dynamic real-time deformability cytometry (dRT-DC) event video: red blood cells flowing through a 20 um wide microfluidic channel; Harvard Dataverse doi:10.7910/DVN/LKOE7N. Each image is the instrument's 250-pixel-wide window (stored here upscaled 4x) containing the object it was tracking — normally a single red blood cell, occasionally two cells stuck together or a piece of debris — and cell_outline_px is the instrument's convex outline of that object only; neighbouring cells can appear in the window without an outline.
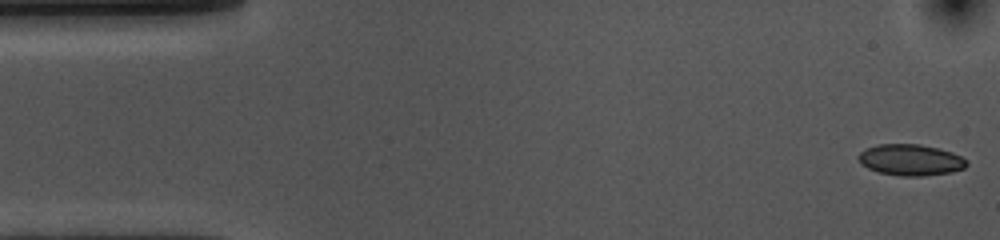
{"species": "common noctule bat (a hibernating species)", "species_latin": "Nyctalus noctula", "temperature_condition": "cold", "stored_images_in_passage": 54, "camera_frame_rate_fps": 3000, "um_per_image_px": 0.085, "animal": {"sex": "female", "body_mass_g": 10.0, "forearm_length_mm": 53.1}, "frame": {"image": 1, "passage_image": 1, "time_ms": 0.0, "image_size_px": [1000, 240], "cell_outline_px": [[968, 164], [964, 168], [952, 172], [924, 176], [900, 176], [876, 172], [860, 164], [856, 156], [864, 148], [880, 144], [920, 144], [940, 148], [952, 152], [968, 160]], "centroid_in_image_um": [77.38, 13.59], "position_along_channel_um": 7.6, "area_um2": 20.06}}
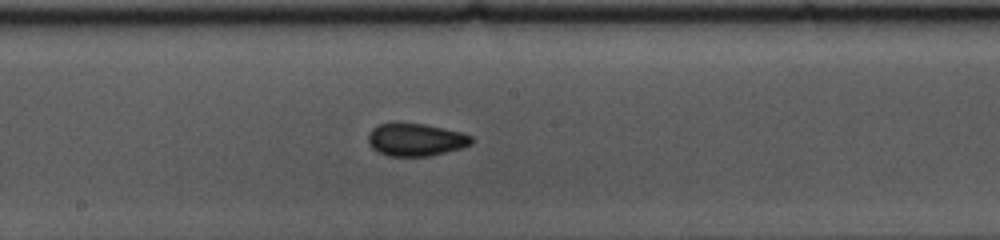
{"frame": {"image": 2, "passage_image": 27, "time_ms": 8.667, "image_size_px": [1000, 240], "cell_outline_px": [[472, 144], [460, 148], [432, 156], [388, 156], [372, 148], [368, 144], [368, 132], [372, 128], [380, 124], [392, 120], [396, 120], [424, 124], [444, 128], [460, 132], [472, 136]], "centroid_in_image_um": [35.28, 11.84], "position_along_channel_um": 212.9, "area_um2": 20.17}}
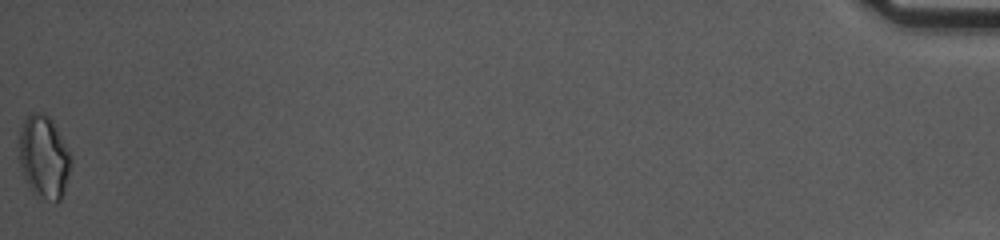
{"frame": {"image": 3, "passage_image": 54, "time_ms": 17.667, "image_size_px": [1000, 240], "cell_outline_px": [[72, 160], [64, 192], [60, 200], [56, 204], [36, 196], [28, 188], [20, 168], [20, 128], [24, 120], [32, 112], [44, 112], [52, 120]], "centroid_in_image_um": [3.71, 13.4], "position_along_channel_um": 431.5, "area_um2": 25.03}, "authors_computed_cell_mechanics": {"area_um2": 19.363, "velocity_mm_per_s": 3.6174, "shape_relaxation_time_tau1_ms": 2.8873, "shape_relaxation_time_tau2_ms": 2.0079, "deformation_change_tau1": 0.0713, "deformation_change_tau2": 0.0655}}